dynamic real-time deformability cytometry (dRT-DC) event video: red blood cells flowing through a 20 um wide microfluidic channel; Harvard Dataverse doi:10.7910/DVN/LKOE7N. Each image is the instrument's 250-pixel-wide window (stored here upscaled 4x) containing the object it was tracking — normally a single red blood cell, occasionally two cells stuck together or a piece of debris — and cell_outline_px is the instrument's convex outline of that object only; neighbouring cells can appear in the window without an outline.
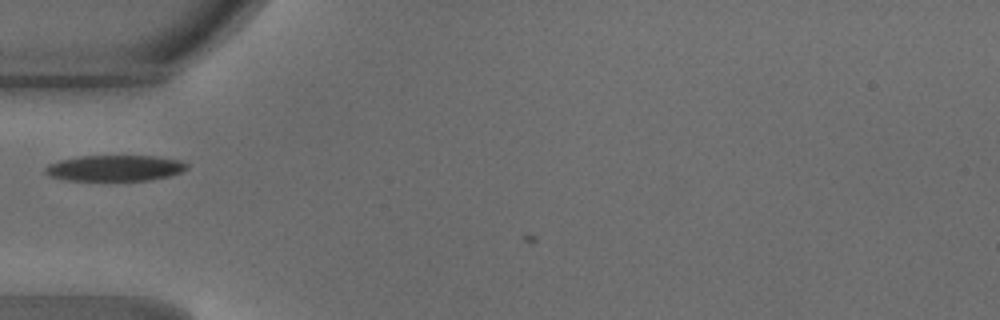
{"species": "common noctule bat (a hibernating species)", "species_latin": "Nyctalus noctula", "temperature_condition": "warm", "stored_images_in_passage": 2, "camera_frame_rate_fps": 3000, "um_per_image_px": 0.085, "animal": {"sex": "male", "body_mass_g": 18.8}, "frame": {"image": 1, "passage_image": 1, "time_ms": 0.0, "image_size_px": [1000, 320], "cell_outline_px": [[188, 168], [172, 176], [152, 180], [68, 180], [52, 176], [44, 172], [44, 168], [48, 164], [60, 160], [84, 156], [156, 156], [180, 160], [188, 164]], "centroid_in_image_um": [9.82, 14.29], "position_along_channel_um": 75.2, "area_um2": 21.33}}